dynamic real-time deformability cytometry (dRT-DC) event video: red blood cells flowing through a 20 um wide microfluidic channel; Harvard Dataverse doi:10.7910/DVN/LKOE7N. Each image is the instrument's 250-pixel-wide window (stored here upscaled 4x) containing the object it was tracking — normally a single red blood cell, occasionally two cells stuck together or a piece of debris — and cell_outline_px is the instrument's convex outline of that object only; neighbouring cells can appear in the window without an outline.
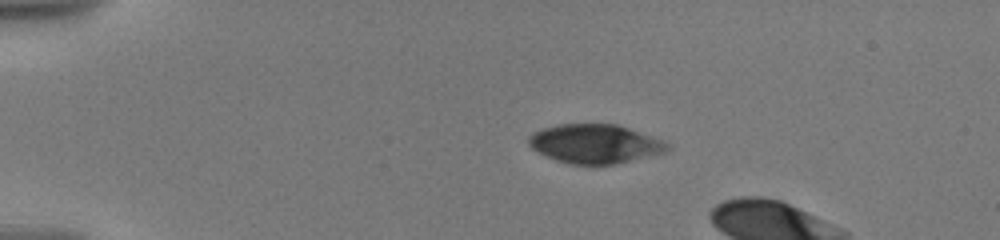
{"species": "human", "species_latin": "Homo sapiens", "temperature_condition": "warm", "stored_images_in_passage": 8, "camera_frame_rate_fps": 3000, "um_per_image_px": 0.085, "donor": {"sex": "male"}, "frame": {"image": 1, "passage_image": 1, "time_ms": 0.0, "image_size_px": [1000, 240], "cell_outline_px": [[672, 148], [664, 152], [616, 164], [592, 168], [568, 164], [556, 160], [532, 148], [528, 144], [528, 136], [544, 128], [560, 124], [616, 124], [628, 128], [660, 140], [668, 144]], "centroid_in_image_um": [50.55, 12.27], "position_along_channel_um": 34.5, "area_um2": 31.67}}